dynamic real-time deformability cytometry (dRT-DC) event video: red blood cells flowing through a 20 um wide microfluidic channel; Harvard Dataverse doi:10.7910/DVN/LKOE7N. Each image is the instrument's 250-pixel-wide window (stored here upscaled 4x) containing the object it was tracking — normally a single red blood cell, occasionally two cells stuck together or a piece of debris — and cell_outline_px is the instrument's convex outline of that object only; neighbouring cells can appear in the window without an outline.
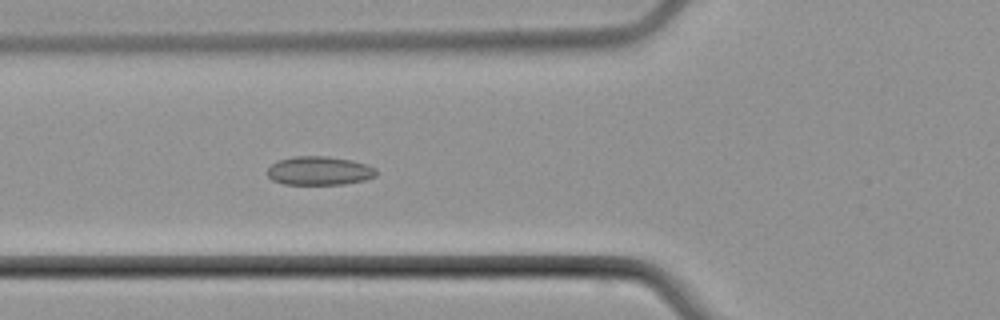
{"species": "common noctule bat (a hibernating species)", "species_latin": "Nyctalus noctula", "temperature_condition": "cold", "stored_images_in_passage": 5, "camera_frame_rate_fps": 3000, "um_per_image_px": 0.085, "animal": {"sex": "male", "body_mass_g": 21.5, "forearm_length_mm": 52.0}, "frame": {"image": 1, "passage_image": 5, "time_ms": 5.0, "image_size_px": [1000, 320], "cell_outline_px": [[376, 176], [364, 180], [344, 184], [284, 184], [272, 180], [268, 176], [268, 168], [272, 164], [280, 160], [292, 156], [328, 156], [352, 160], [376, 168]], "centroid_in_image_um": [27.14, 14.51], "position_along_channel_um": 98.7, "area_um2": 18.15}}